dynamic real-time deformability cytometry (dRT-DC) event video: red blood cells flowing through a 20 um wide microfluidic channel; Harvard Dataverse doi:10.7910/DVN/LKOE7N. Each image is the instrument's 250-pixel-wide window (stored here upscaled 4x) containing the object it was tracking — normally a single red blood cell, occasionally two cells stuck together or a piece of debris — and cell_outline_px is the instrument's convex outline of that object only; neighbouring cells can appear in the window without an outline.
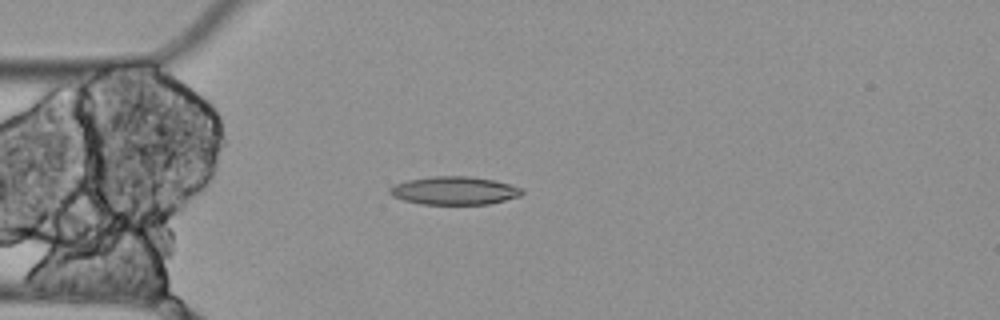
{"species": "Egyptian fruit bat (a non-hibernating species)", "species_latin": "Rousettus aegyptiacus", "temperature_condition": "cold", "stored_images_in_passage": 7, "segment_of_instrument_passage": [1, 2], "camera_frame_rate_fps": 3000, "um_per_image_px": 0.085, "animal": {"sex": "female"}, "frame": {"image": 1, "passage_image": 5, "time_ms": 1.333, "image_size_px": [1000, 320], "cell_outline_px": [[524, 192], [520, 196], [488, 204], [420, 204], [404, 200], [392, 196], [388, 192], [388, 188], [396, 184], [408, 180], [436, 176], [468, 176], [492, 180], [508, 184], [520, 188]], "centroid_in_image_um": [38.58, 16.21], "position_along_channel_um": 46.4, "area_um2": 21.44}}